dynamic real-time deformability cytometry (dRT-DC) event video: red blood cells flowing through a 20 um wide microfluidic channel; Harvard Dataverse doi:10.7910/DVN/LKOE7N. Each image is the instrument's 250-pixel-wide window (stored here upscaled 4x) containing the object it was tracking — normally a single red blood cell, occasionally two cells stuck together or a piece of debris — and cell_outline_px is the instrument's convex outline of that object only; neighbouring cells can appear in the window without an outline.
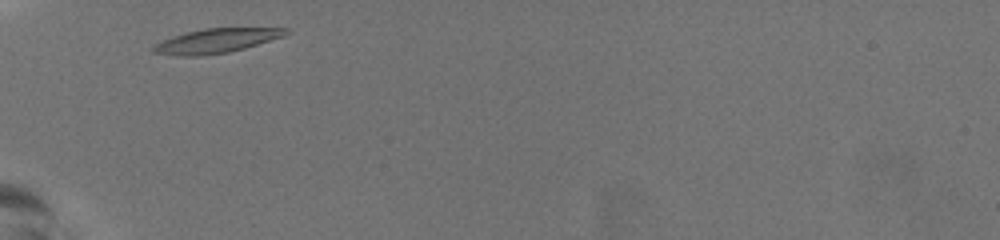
{"species": "common noctule bat (a hibernating species)", "species_latin": "Nyctalus noctula", "temperature_condition": "warm", "stored_images_in_passage": 28, "camera_frame_rate_fps": 3000, "um_per_image_px": 0.085, "animal": {"sex": "female", "body_mass_g": 19.5, "forearm_length_mm": 54.1}, "frame": {"image": 1, "passage_image": 1, "time_ms": 0.0, "image_size_px": [1000, 240], "cell_outline_px": [[288, 32], [284, 36], [244, 48], [228, 52], [200, 56], [176, 56], [152, 52], [152, 48], [156, 44], [172, 36], [184, 32], [204, 28], [288, 28]], "centroid_in_image_um": [18.34, 3.47], "position_along_channel_um": 66.7, "area_um2": 18.67}}
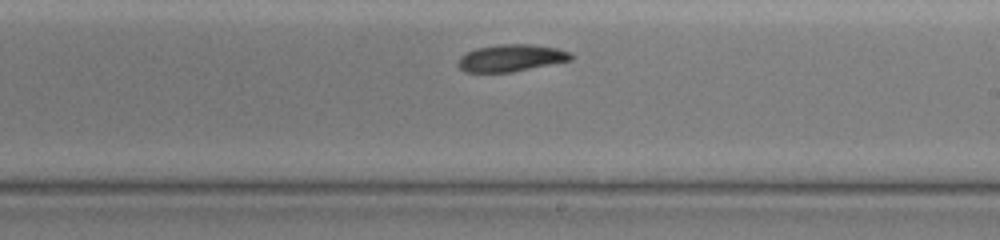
{"frame": {"image": 2, "passage_image": 16, "time_ms": 5.0, "image_size_px": [1000, 240], "cell_outline_px": [[572, 60], [512, 72], [464, 72], [456, 64], [456, 60], [460, 56], [476, 48], [496, 44], [528, 44], [556, 48], [568, 52], [572, 56]], "centroid_in_image_um": [43.38, 4.93], "position_along_channel_um": 245.6, "area_um2": 17.8}}
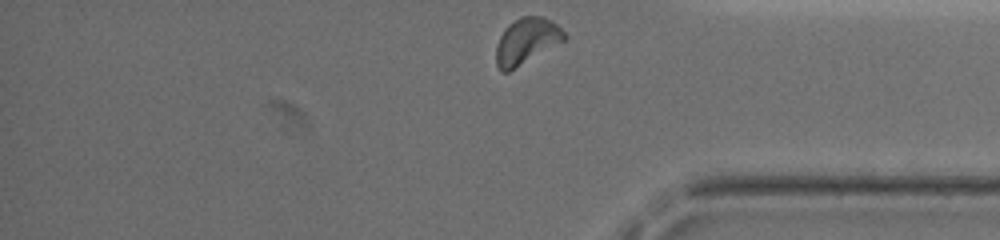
{"frame": {"image": 3, "passage_image": 28, "time_ms": 9.0, "image_size_px": [1000, 240], "cell_outline_px": [[568, 36], [564, 40], [508, 72], [500, 72], [496, 64], [496, 44], [504, 28], [508, 24], [520, 16], [544, 16], [556, 24]], "centroid_in_image_um": [44.72, 3.48], "position_along_channel_um": 390.5, "area_um2": 18.21}, "authors_computed_cell_mechanics": {"area_um2": 17.8024, "velocity_mm_per_s": 3.7697, "shape_relaxation_time_tau1_ms": 3.7982, "shape_relaxation_time_tau2_ms": null, "deformation_change_tau1": 0.1231, "deformation_change_tau2": null}}